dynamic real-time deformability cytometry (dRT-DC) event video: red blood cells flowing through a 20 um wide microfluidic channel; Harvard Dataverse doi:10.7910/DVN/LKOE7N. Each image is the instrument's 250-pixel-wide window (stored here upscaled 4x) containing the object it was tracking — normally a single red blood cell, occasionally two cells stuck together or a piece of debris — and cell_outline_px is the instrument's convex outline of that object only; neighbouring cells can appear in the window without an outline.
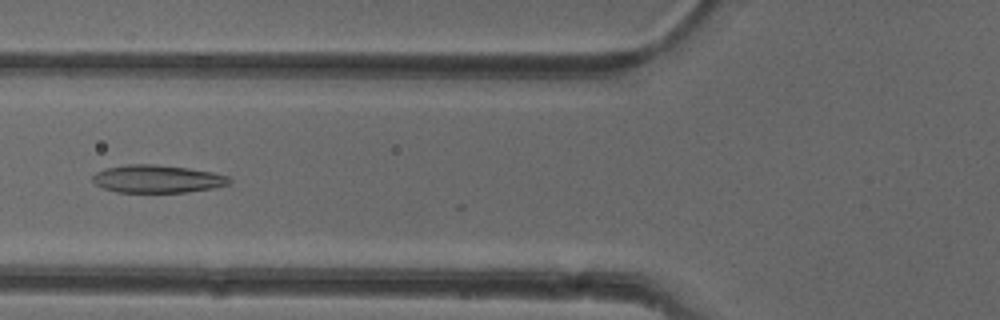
{"species": "common noctule bat (a hibernating species)", "species_latin": "Nyctalus noctula", "temperature_condition": "cold", "stored_images_in_passage": 16, "camera_frame_rate_fps": 3000, "um_per_image_px": 0.085, "animal": {"sex": "female"}, "frame": {"image": 1, "passage_image": 13, "time_ms": 4.0, "image_size_px": [1000, 320], "cell_outline_px": [[232, 184], [212, 188], [188, 192], [116, 192], [104, 188], [96, 184], [92, 180], [92, 176], [96, 172], [108, 168], [128, 164], [156, 164], [188, 168], [212, 172], [228, 176], [232, 180]], "centroid_in_image_um": [13.4, 15.21], "position_along_channel_um": 112.4, "area_um2": 22.14}}